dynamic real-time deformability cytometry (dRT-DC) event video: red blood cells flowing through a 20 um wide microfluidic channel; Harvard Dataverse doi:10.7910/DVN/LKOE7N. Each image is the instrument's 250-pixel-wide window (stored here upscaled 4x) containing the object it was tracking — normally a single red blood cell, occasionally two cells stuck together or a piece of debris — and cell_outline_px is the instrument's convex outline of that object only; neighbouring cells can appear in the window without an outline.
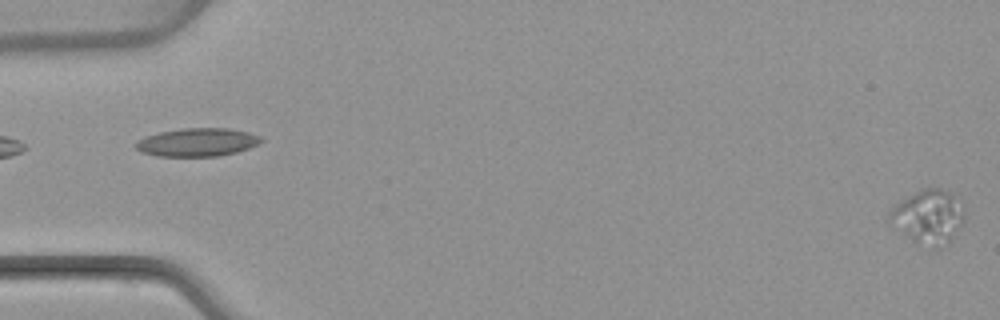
{"species": "common noctule bat (a hibernating species)", "species_latin": "Nyctalus noctula", "temperature_condition": "warm", "stored_images_in_passage": 5, "camera_frame_rate_fps": 3000, "um_per_image_px": 0.085, "animal": {"sex": "female", "body_mass_g": 22.7, "forearm_length_mm": 54.2}, "frame": {"image": 1, "passage_image": 5, "time_ms": 4.667, "image_size_px": [1000, 320], "cell_outline_px": [[964, 220], [952, 240], [948, 244], [936, 252], [912, 240], [888, 224], [888, 212], [900, 200], [920, 188], [940, 188], [948, 192], [952, 196], [964, 212]], "centroid_in_image_um": [78.86, 18.49], "position_along_channel_um": 6.1, "area_um2": 23.99}}